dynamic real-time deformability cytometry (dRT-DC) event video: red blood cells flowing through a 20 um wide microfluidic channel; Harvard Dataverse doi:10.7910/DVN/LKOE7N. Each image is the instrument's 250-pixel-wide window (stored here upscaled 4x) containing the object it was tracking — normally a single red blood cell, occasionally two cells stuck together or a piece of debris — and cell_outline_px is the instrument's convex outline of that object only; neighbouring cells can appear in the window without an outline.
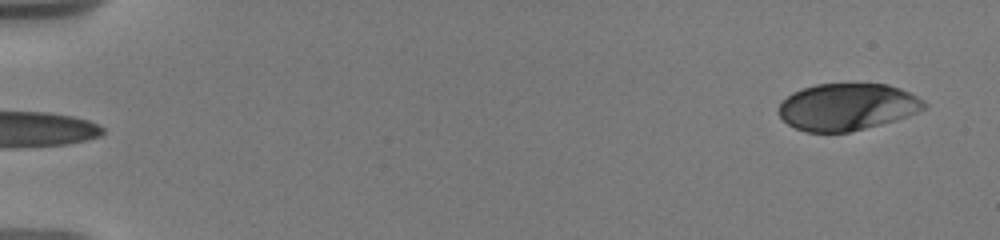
{"species": "human", "species_latin": "Homo sapiens", "temperature_condition": "warm", "stored_images_in_passage": 3, "segment_of_instrument_passage": [2, 2], "camera_frame_rate_fps": 3000, "um_per_image_px": 0.085, "donor": {"sex": "male"}, "frame": {"image": 1, "passage_image": 3, "time_ms": 2.333, "image_size_px": [1000, 240], "cell_outline_px": [[928, 104], [924, 108], [908, 116], [880, 124], [848, 132], [804, 132], [788, 124], [780, 116], [780, 104], [792, 92], [816, 84], [888, 84], [900, 88], [924, 100]], "centroid_in_image_um": [72.02, 9.08], "position_along_channel_um": 13.0, "area_um2": 39.42}}